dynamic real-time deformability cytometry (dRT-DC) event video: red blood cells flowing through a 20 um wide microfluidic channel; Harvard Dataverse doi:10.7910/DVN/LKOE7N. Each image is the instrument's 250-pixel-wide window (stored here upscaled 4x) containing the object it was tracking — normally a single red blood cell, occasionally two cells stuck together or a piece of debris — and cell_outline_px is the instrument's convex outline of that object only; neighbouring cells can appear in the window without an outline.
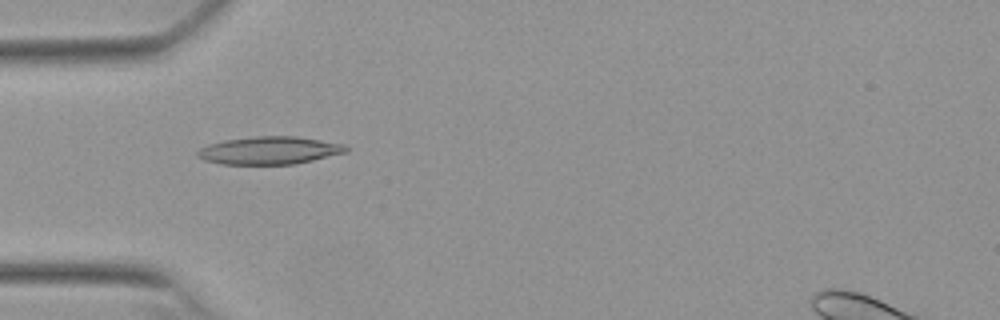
{"species": "Egyptian fruit bat (a non-hibernating species)", "species_latin": "Rousettus aegyptiacus", "temperature_condition": "warm", "stored_images_in_passage": 23, "camera_frame_rate_fps": 3000, "um_per_image_px": 0.085, "animal": {"sex": "female"}, "frame": {"image": 1, "passage_image": 13, "time_ms": 4.0, "image_size_px": [1000, 320], "cell_outline_px": [[348, 152], [296, 164], [220, 164], [204, 160], [196, 156], [196, 152], [200, 148], [208, 144], [224, 140], [256, 136], [296, 136], [344, 144], [348, 148]], "centroid_in_image_um": [22.89, 12.79], "position_along_channel_um": 62.1, "area_um2": 24.1}}
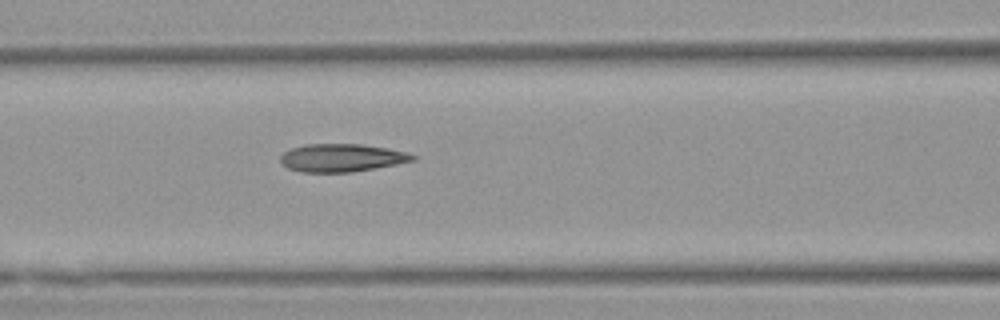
{"frame": {"image": 2, "passage_image": 19, "time_ms": 6.0, "image_size_px": [1000, 320], "cell_outline_px": [[416, 160], [396, 164], [352, 172], [300, 172], [288, 168], [280, 160], [280, 156], [284, 152], [292, 148], [304, 144], [360, 144], [388, 148], [408, 152], [416, 156]], "centroid_in_image_um": [29.06, 13.41], "position_along_channel_um": 137.5, "area_um2": 21.5}}
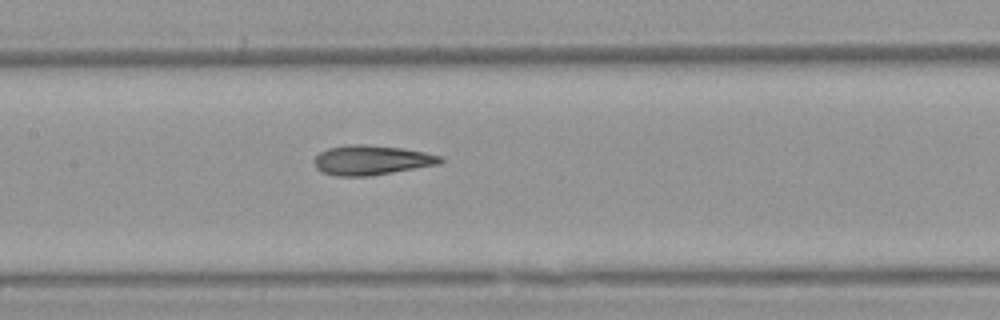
{"frame": {"image": 3, "passage_image": 22, "time_ms": 7.0, "image_size_px": [1000, 320], "cell_outline_px": [[444, 160], [440, 164], [368, 176], [336, 176], [324, 172], [316, 168], [312, 160], [320, 152], [328, 148], [344, 144], [364, 144], [400, 148], [424, 152], [444, 156]], "centroid_in_image_um": [31.57, 13.6], "position_along_channel_um": 175.8, "area_um2": 21.85}}